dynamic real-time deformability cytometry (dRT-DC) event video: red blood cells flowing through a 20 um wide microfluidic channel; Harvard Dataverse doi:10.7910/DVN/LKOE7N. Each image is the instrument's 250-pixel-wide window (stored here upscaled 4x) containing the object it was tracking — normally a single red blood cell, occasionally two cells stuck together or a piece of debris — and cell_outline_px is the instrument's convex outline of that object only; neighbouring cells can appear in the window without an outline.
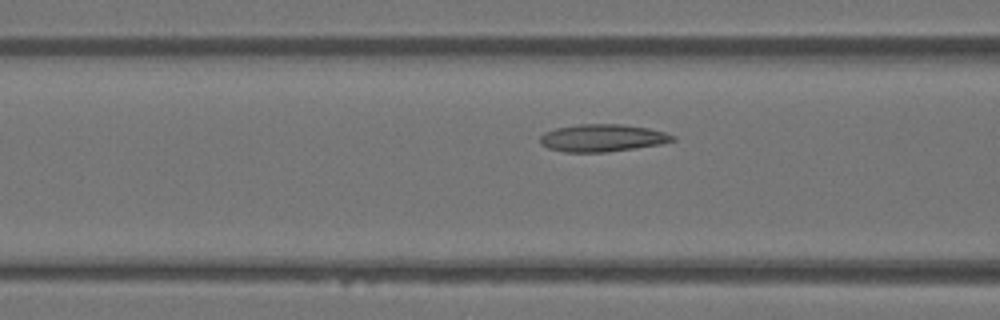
{"species": "Egyptian fruit bat (a non-hibernating species)", "species_latin": "Rousettus aegyptiacus", "temperature_condition": "warm", "stored_images_in_passage": 15, "camera_frame_rate_fps": 3000, "um_per_image_px": 0.085, "animal": {"sex": "female"}, "frame": {"image": 1, "passage_image": 13, "time_ms": 4.0, "image_size_px": [1000, 320], "cell_outline_px": [[676, 140], [660, 144], [608, 152], [564, 152], [548, 148], [540, 144], [540, 136], [544, 132], [556, 128], [580, 124], [624, 124], [648, 128], [664, 132], [676, 136]], "centroid_in_image_um": [51.19, 11.72], "position_along_channel_um": 115.4, "area_um2": 21.21}}